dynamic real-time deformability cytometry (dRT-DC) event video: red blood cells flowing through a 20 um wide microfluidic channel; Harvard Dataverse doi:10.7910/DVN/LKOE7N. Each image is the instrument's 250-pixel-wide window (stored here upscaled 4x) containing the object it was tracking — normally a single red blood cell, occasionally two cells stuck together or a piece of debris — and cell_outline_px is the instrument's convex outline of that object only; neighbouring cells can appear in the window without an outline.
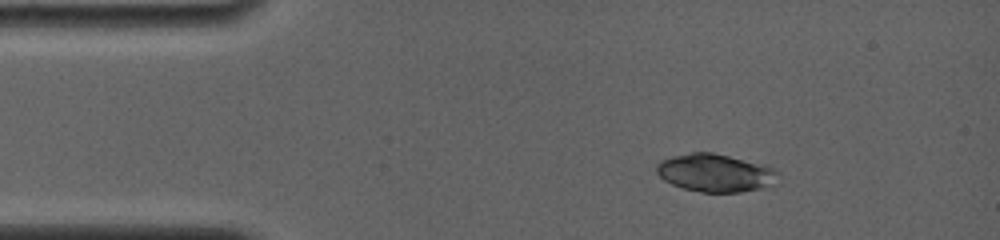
{"species": "common noctule bat (a hibernating species)", "species_latin": "Nyctalus noctula", "temperature_condition": "room temperature", "stored_images_in_passage": 5, "camera_frame_rate_fps": 4000, "um_per_image_px": 0.085, "animal": {"sex": "female", "body_mass_g": 19.0, "forearm_length_mm": 56.7}, "frame": {"image": 1, "passage_image": 1, "time_ms": 0.0, "image_size_px": [1000, 240], "cell_outline_px": [[780, 184], [740, 192], [700, 192], [684, 188], [672, 184], [664, 180], [656, 172], [656, 164], [660, 160], [672, 156], [692, 152], [712, 152], [764, 164], [780, 172]], "centroid_in_image_um": [60.86, 14.69], "position_along_channel_um": 24.1, "area_um2": 27.22}}
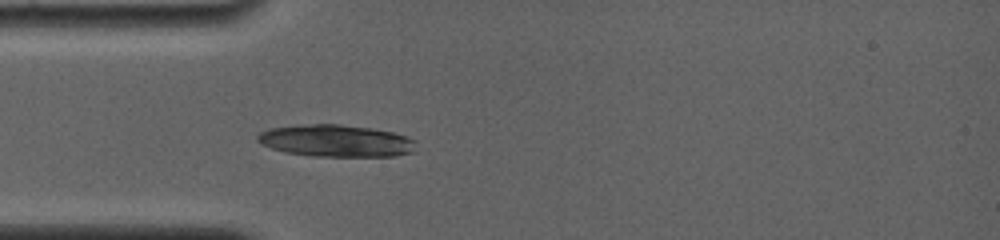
{"frame": {"image": 2, "passage_image": 5, "time_ms": 2.25, "image_size_px": [1000, 240], "cell_outline_px": [[416, 152], [396, 156], [312, 156], [284, 152], [260, 144], [256, 140], [256, 136], [260, 132], [268, 128], [300, 124], [340, 124], [372, 128], [392, 132], [408, 136], [416, 140]], "centroid_in_image_um": [28.57, 11.96], "position_along_channel_um": 56.4, "area_um2": 30.11}}